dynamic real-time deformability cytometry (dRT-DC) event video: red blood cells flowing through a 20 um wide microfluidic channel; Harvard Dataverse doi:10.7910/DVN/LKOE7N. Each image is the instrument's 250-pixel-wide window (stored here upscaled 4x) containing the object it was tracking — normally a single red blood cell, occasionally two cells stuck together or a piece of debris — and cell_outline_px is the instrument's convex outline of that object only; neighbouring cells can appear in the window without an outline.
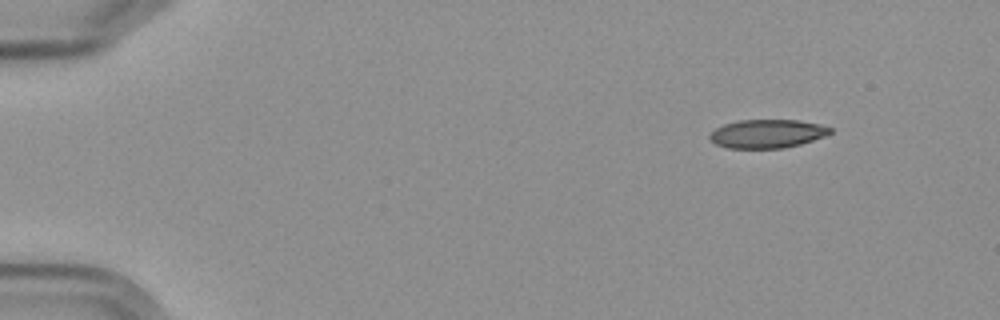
{"species": "Egyptian fruit bat (a non-hibernating species)", "species_latin": "Rousettus aegyptiacus", "temperature_condition": "cold", "stored_images_in_passage": 4, "camera_frame_rate_fps": 3000, "um_per_image_px": 0.085, "frame": {"image": 1, "passage_image": 1, "time_ms": 0.0, "image_size_px": [1000, 320], "cell_outline_px": [[832, 132], [824, 136], [800, 144], [784, 148], [728, 148], [716, 144], [708, 136], [716, 128], [724, 124], [736, 120], [796, 120], [820, 124], [832, 128]], "centroid_in_image_um": [65.21, 11.36], "position_along_channel_um": 19.8, "area_um2": 19.94}}
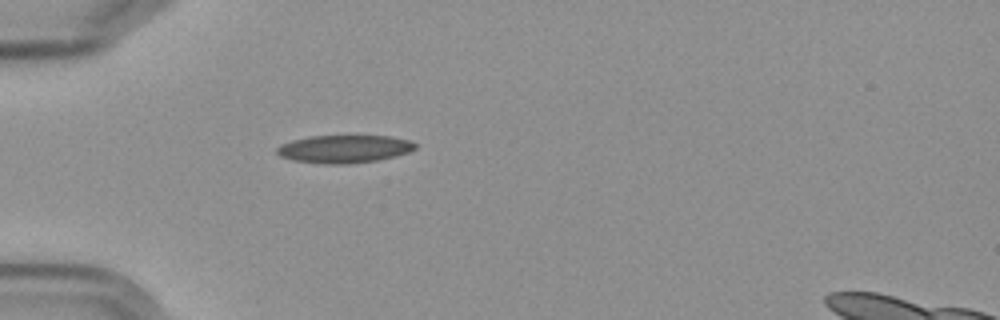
{"frame": {"image": 2, "passage_image": 4, "time_ms": 3.667, "image_size_px": [1000, 320], "cell_outline_px": [[416, 148], [408, 152], [376, 160], [348, 164], [324, 164], [292, 160], [280, 156], [276, 152], [276, 148], [280, 144], [292, 140], [308, 136], [388, 136], [408, 140], [416, 144]], "centroid_in_image_um": [29.19, 12.66], "position_along_channel_um": 55.8, "area_um2": 22.31}}